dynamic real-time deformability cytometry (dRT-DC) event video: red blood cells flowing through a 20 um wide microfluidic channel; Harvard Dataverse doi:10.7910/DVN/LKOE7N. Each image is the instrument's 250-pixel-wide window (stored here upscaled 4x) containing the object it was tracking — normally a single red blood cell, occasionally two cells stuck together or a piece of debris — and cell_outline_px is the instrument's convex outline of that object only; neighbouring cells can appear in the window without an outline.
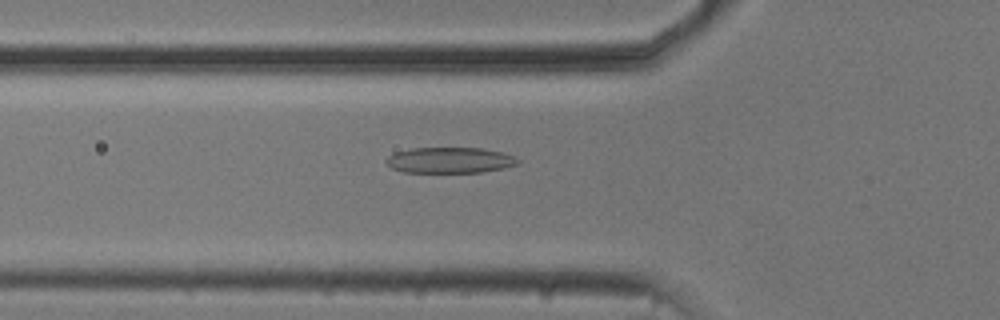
{"species": "common noctule bat (a hibernating species)", "species_latin": "Nyctalus noctula", "temperature_condition": "cold", "stored_images_in_passage": 53, "camera_frame_rate_fps": 3000, "um_per_image_px": 0.085, "animal": {"sex": "male", "body_mass_g": 20.5, "forearm_length_mm": 52.5}, "frame": {"image": 1, "passage_image": 18, "time_ms": 5.667, "image_size_px": [1000, 320], "cell_outline_px": [[520, 164], [504, 168], [484, 172], [404, 172], [392, 168], [384, 160], [388, 156], [396, 152], [412, 148], [480, 148], [504, 152], [520, 160]], "centroid_in_image_um": [38.27, 13.62], "position_along_channel_um": 87.5, "area_um2": 19.83}}
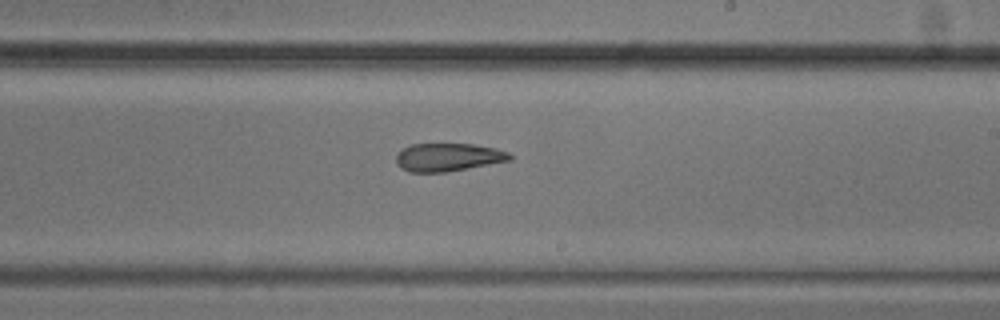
{"frame": {"image": 2, "passage_image": 31, "time_ms": 10.0, "image_size_px": [1000, 320], "cell_outline_px": [[512, 160], [444, 172], [408, 172], [400, 168], [396, 160], [396, 156], [404, 148], [412, 144], [472, 144], [496, 148], [508, 152], [512, 156]], "centroid_in_image_um": [38.09, 13.36], "position_along_channel_um": 250.9, "area_um2": 18.44}}
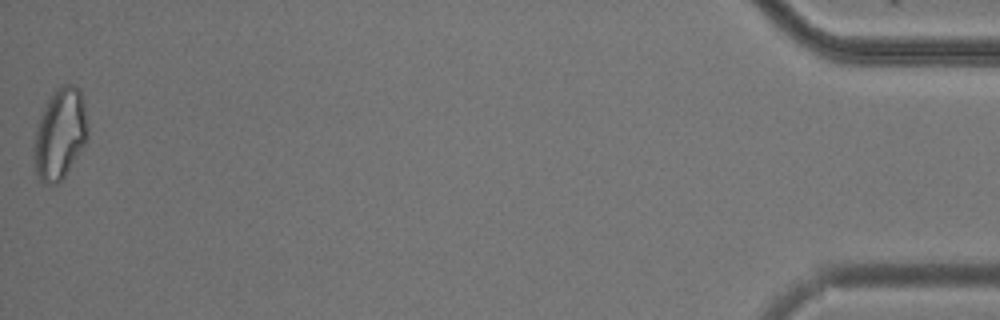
{"frame": {"image": 3, "passage_image": 53, "time_ms": 17.333, "image_size_px": [1000, 320], "cell_outline_px": [[88, 140], [64, 176], [56, 184], [44, 184], [40, 180], [36, 172], [32, 148], [36, 128], [44, 108], [52, 92], [60, 84], [72, 84], [80, 88], [84, 104], [88, 128]], "centroid_in_image_um": [5.1, 11.37], "position_along_channel_um": 430.1, "area_um2": 28.67}, "authors_computed_cell_mechanics": {"area_um2": 21.386, "velocity_mm_per_s": 3.744, "shape_relaxation_time_tau1_ms": null, "shape_relaxation_time_tau2_ms": 5.7928, "deformation_change_tau1": null, "deformation_change_tau2": 0.1688}}